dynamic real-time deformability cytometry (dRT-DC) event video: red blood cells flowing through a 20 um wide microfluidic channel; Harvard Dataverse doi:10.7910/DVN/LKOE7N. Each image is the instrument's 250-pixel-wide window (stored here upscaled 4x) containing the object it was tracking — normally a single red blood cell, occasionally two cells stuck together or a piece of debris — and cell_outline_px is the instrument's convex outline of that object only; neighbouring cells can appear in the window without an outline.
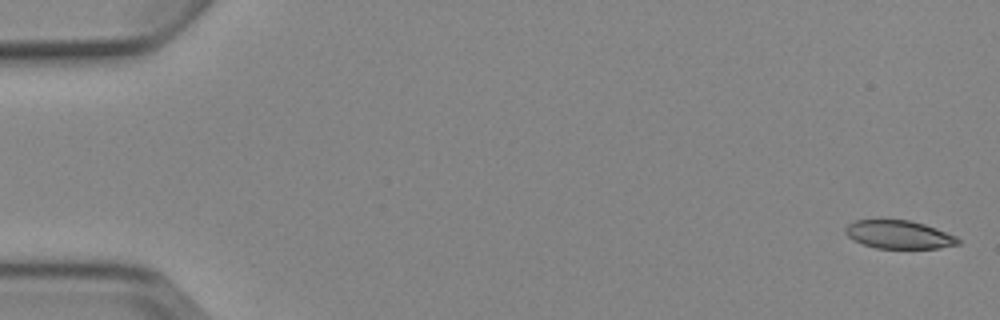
{"species": "Egyptian fruit bat (a non-hibernating species)", "species_latin": "Rousettus aegyptiacus", "temperature_condition": "cold", "stored_images_in_passage": 5, "camera_frame_rate_fps": 3000, "um_per_image_px": 0.085, "animal": {"sex": "female"}, "frame": {"image": 1, "passage_image": 1, "time_ms": 0.0, "image_size_px": [1000, 320], "cell_outline_px": [[960, 244], [940, 248], [876, 248], [864, 244], [848, 236], [844, 232], [844, 228], [848, 224], [856, 220], [908, 220], [924, 224], [936, 228], [956, 236], [960, 240]], "centroid_in_image_um": [76.43, 19.94], "position_along_channel_um": 8.6, "area_um2": 18.38}}
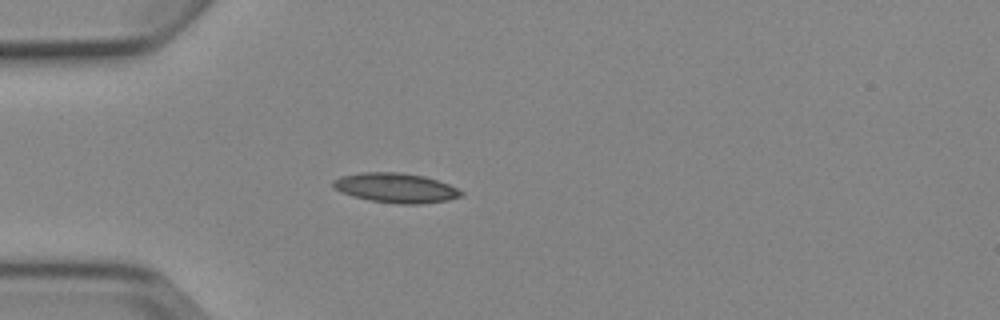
{"frame": {"image": 2, "passage_image": 5, "time_ms": 4.667, "image_size_px": [1000, 320], "cell_outline_px": [[464, 196], [448, 200], [420, 204], [400, 204], [368, 200], [352, 196], [340, 192], [332, 184], [332, 180], [340, 176], [364, 172], [400, 172], [424, 176], [448, 184], [464, 192]], "centroid_in_image_um": [33.64, 15.97], "position_along_channel_um": 51.4, "area_um2": 22.2}}